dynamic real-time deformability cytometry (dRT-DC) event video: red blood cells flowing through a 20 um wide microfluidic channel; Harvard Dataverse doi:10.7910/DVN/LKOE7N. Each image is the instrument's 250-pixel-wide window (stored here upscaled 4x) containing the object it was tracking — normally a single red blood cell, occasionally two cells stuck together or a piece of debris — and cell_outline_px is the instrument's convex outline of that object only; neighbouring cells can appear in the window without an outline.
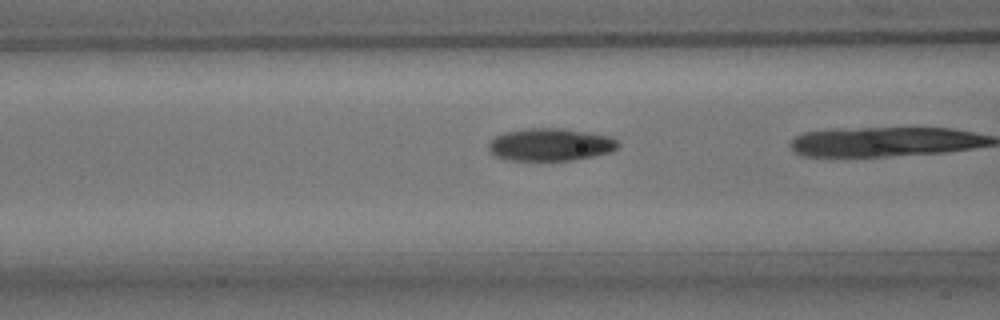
{"species": "common noctule bat (a hibernating species)", "species_latin": "Nyctalus noctula", "temperature_condition": "room temperature", "stored_images_in_passage": 18, "camera_frame_rate_fps": 3000, "um_per_image_px": 0.085, "animal": {"sex": "male", "body_mass_g": 15.6}, "frame": {"image": 1, "passage_image": 17, "time_ms": 5.333, "image_size_px": [1000, 320], "cell_outline_px": [[620, 144], [612, 152], [572, 160], [504, 160], [492, 156], [488, 148], [488, 144], [496, 136], [504, 132], [524, 128], [564, 128], [588, 132], [608, 136], [616, 140]], "centroid_in_image_um": [46.74, 12.29], "position_along_channel_um": 119.9, "area_um2": 24.74}}